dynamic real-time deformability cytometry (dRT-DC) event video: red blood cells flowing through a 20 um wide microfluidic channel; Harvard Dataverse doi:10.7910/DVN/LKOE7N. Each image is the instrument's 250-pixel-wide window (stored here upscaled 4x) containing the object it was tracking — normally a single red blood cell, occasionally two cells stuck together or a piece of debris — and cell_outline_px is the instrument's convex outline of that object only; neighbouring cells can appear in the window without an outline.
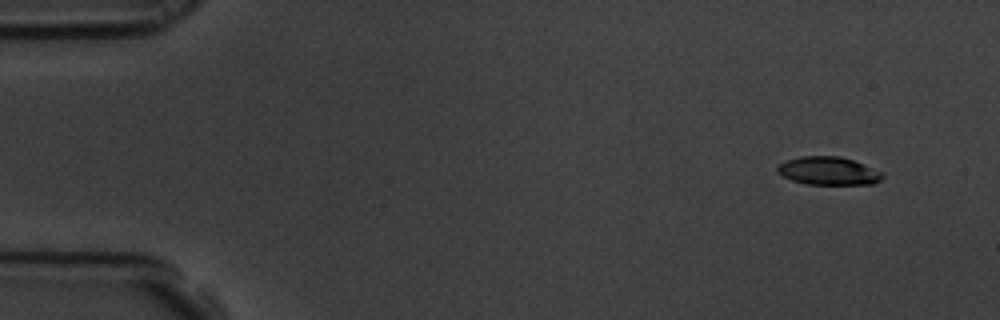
{"species": "common noctule bat (a hibernating species)", "species_latin": "Nyctalus noctula", "temperature_condition": "room temperature", "stored_images_in_passage": 8, "camera_frame_rate_fps": 3000, "um_per_image_px": 0.085, "animal": {"sex": "male", "body_mass_g": 19.5, "forearm_length_mm": 54.6}, "frame": {"image": 1, "passage_image": 1, "time_ms": 0.0, "image_size_px": [1000, 320], "cell_outline_px": [[884, 176], [880, 180], [872, 184], [808, 184], [792, 180], [776, 172], [776, 168], [780, 164], [788, 160], [800, 156], [840, 156], [864, 164], [884, 172]], "centroid_in_image_um": [70.44, 14.52], "position_along_channel_um": 14.6, "area_um2": 17.17}}
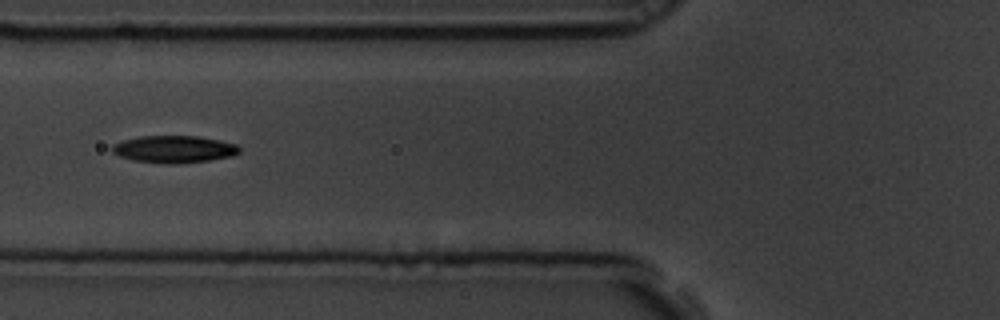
{"frame": {"image": 2, "passage_image": 6, "time_ms": 1.667, "image_size_px": [1000, 320], "cell_outline_px": [[240, 152], [232, 156], [208, 160], [180, 164], [172, 164], [132, 160], [120, 156], [112, 152], [112, 144], [124, 140], [140, 136], [200, 136], [236, 144], [240, 148]], "centroid_in_image_um": [14.8, 12.68], "position_along_channel_um": 111.0, "area_um2": 20.11}}
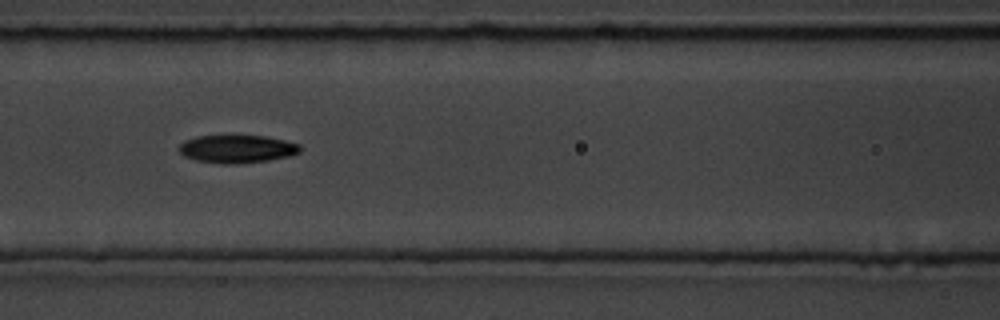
{"frame": {"image": 3, "passage_image": 7, "time_ms": 2.0, "image_size_px": [1000, 320], "cell_outline_px": [[300, 152], [288, 156], [268, 160], [236, 164], [220, 164], [196, 160], [184, 156], [180, 152], [180, 144], [184, 140], [196, 136], [232, 132], [264, 136], [284, 140], [300, 144]], "centroid_in_image_um": [20.11, 12.6], "position_along_channel_um": 146.5, "area_um2": 20.58}}